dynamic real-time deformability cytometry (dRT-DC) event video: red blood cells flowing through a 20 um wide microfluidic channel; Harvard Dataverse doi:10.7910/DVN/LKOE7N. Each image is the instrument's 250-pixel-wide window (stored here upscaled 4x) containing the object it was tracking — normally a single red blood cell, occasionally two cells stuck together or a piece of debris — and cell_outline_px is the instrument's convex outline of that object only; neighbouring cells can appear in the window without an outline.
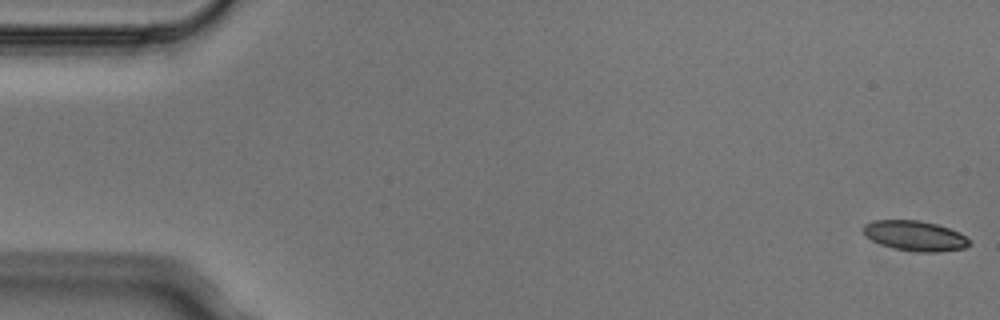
{"species": "Egyptian fruit bat (a non-hibernating species)", "species_latin": "Rousettus aegyptiacus", "temperature_condition": "cold", "stored_images_in_passage": 5, "camera_frame_rate_fps": 3000, "um_per_image_px": 0.085, "animal": {"sex": "male"}, "frame": {"image": 1, "passage_image": 1, "time_ms": 0.0, "image_size_px": [1000, 320], "cell_outline_px": [[972, 240], [964, 248], [936, 252], [916, 252], [892, 248], [880, 244], [872, 240], [860, 228], [864, 224], [876, 220], [920, 220], [936, 224], [960, 232]], "centroid_in_image_um": [77.77, 20.04], "position_along_channel_um": 7.2, "area_um2": 18.67}}
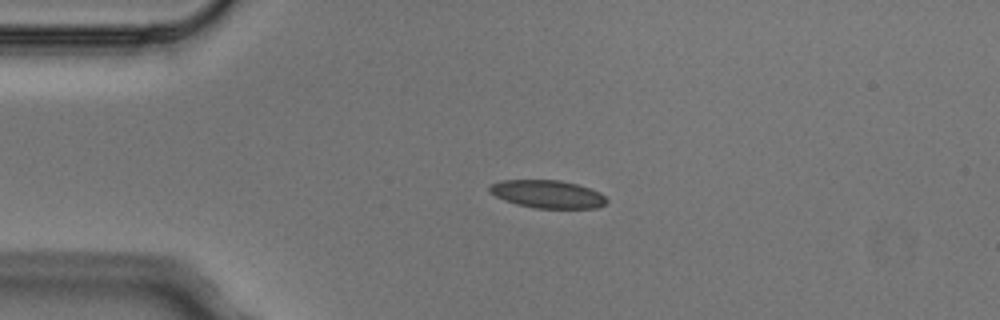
{"frame": {"image": 2, "passage_image": 4, "time_ms": 1.0, "image_size_px": [1000, 320], "cell_outline_px": [[608, 200], [604, 204], [596, 208], [536, 208], [516, 204], [504, 200], [488, 192], [488, 188], [492, 184], [500, 180], [560, 180], [576, 184], [600, 192]], "centroid_in_image_um": [46.51, 16.5], "position_along_channel_um": 38.5, "area_um2": 18.96}}